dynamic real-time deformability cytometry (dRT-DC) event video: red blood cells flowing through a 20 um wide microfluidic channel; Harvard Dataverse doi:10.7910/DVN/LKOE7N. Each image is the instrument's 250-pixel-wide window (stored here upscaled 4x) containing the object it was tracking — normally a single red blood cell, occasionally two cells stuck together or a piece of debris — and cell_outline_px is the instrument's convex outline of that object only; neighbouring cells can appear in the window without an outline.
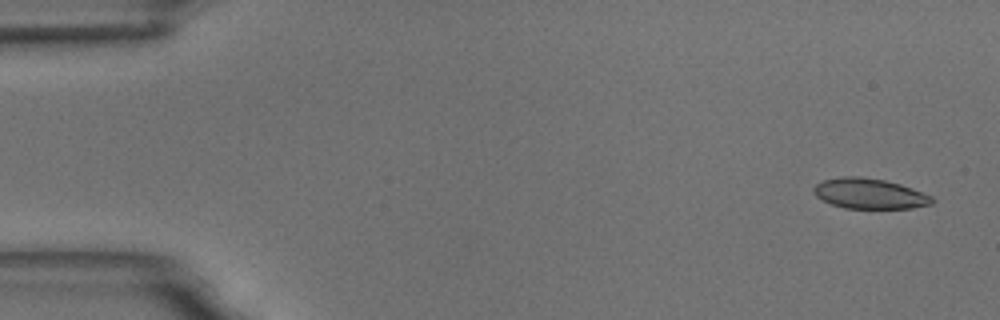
{"species": "common noctule bat (a hibernating species)", "species_latin": "Nyctalus noctula", "temperature_condition": "room temperature", "stored_images_in_passage": 4, "camera_frame_rate_fps": 3000, "um_per_image_px": 0.085, "animal": {"sex": "male", "body_mass_g": 18.8}, "frame": {"image": 1, "passage_image": 1, "time_ms": 0.0, "image_size_px": [1000, 320], "cell_outline_px": [[936, 200], [932, 204], [912, 208], [844, 208], [832, 204], [816, 196], [812, 192], [812, 188], [820, 180], [844, 176], [860, 176], [884, 180], [900, 184], [912, 188], [932, 196]], "centroid_in_image_um": [73.9, 16.45], "position_along_channel_um": 11.1, "area_um2": 21.04}}
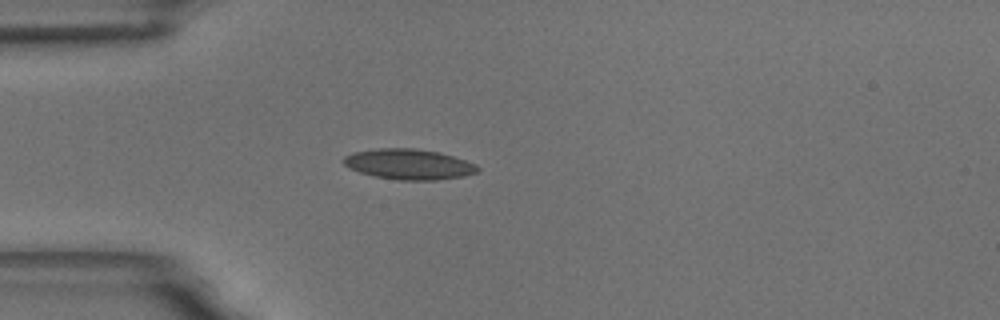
{"frame": {"image": 2, "passage_image": 4, "time_ms": 4.333, "image_size_px": [1000, 320], "cell_outline_px": [[480, 172], [464, 176], [436, 180], [396, 180], [376, 176], [360, 172], [348, 168], [340, 160], [344, 156], [352, 152], [376, 148], [416, 148], [436, 152], [452, 156], [476, 164], [480, 168]], "centroid_in_image_um": [34.72, 13.96], "position_along_channel_um": 50.3, "area_um2": 23.93}}